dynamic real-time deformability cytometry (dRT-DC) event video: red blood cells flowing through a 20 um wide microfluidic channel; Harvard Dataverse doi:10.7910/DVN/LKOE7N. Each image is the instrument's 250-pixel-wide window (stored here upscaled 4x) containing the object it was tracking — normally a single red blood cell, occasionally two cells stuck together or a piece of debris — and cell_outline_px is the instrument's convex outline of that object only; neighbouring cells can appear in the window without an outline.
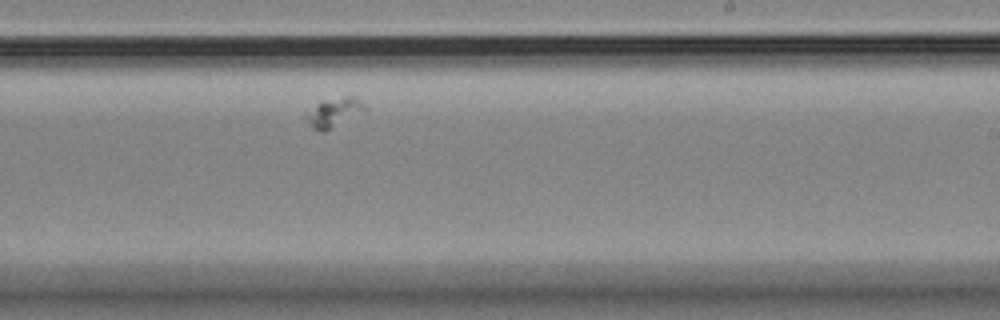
{"species": "Egyptian fruit bat (a non-hibernating species)", "species_latin": "Rousettus aegyptiacus", "temperature_condition": "room temperature", "stored_images_in_passage": 31, "camera_frame_rate_fps": 3000, "um_per_image_px": 0.085, "animal": {"sex": "female"}, "frame": {"image": 1, "passage_image": 19, "time_ms": 6.0, "image_size_px": [1000, 320], "cell_outline_px": [[368, 108], [332, 128], [324, 132], [320, 132], [312, 128], [304, 116], [304, 112], [320, 100], [344, 96], [352, 96], [360, 100]], "centroid_in_image_um": [28.31, 9.54], "position_along_channel_um": 260.7, "area_um2": 10.12}}